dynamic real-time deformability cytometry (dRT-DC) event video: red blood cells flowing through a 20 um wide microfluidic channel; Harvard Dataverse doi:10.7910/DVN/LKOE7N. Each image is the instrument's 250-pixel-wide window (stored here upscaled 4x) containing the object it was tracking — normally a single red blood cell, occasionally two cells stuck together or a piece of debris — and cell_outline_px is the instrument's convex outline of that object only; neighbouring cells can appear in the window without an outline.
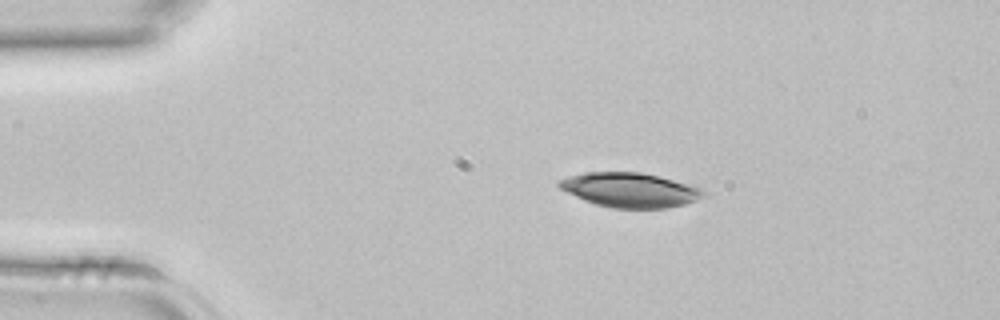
{"species": "common noctule bat (a hibernating species)", "species_latin": "Nyctalus noctula", "temperature_condition": "room temperature", "stored_images_in_passage": 2, "camera_frame_rate_fps": 3000, "um_per_image_px": 0.085, "animal": {"sex": "female", "body_mass_g": 22.7, "forearm_length_mm": 54.2}, "frame": {"image": 1, "passage_image": 1, "time_ms": 0.0, "image_size_px": [1000, 320], "cell_outline_px": [[704, 192], [696, 200], [684, 204], [668, 208], [612, 208], [596, 204], [584, 200], [560, 188], [556, 184], [556, 180], [584, 172], [640, 172], [660, 176], [704, 188]], "centroid_in_image_um": [53.53, 16.14], "position_along_channel_um": 31.5, "area_um2": 28.96}}